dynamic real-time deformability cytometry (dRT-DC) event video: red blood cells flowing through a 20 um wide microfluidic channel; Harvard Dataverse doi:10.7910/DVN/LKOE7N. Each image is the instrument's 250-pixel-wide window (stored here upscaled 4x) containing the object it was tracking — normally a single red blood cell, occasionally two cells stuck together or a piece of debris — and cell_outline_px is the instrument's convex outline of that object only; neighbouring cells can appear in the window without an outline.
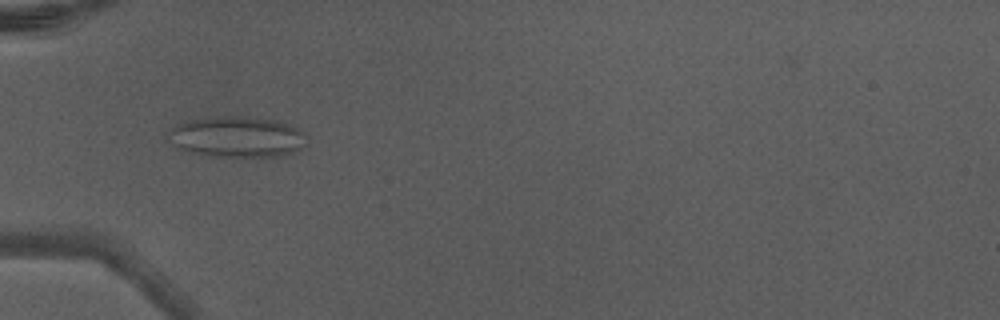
{"species": "Egyptian fruit bat (a non-hibernating species)", "species_latin": "Rousettus aegyptiacus", "temperature_condition": "warm", "stored_images_in_passage": 5, "camera_frame_rate_fps": 3000, "um_per_image_px": 0.085, "animal": {"sex": "male"}, "frame": {"image": 1, "passage_image": 4, "time_ms": 1.0, "image_size_px": [1000, 320], "cell_outline_px": [[308, 136], [304, 144], [300, 148], [284, 156], [212, 156], [192, 152], [176, 148], [172, 144], [168, 132], [176, 124], [188, 120], [228, 116], [236, 116], [276, 120], [300, 128]], "centroid_in_image_um": [20.17, 11.63], "position_along_channel_um": 64.8, "area_um2": 32.77}}